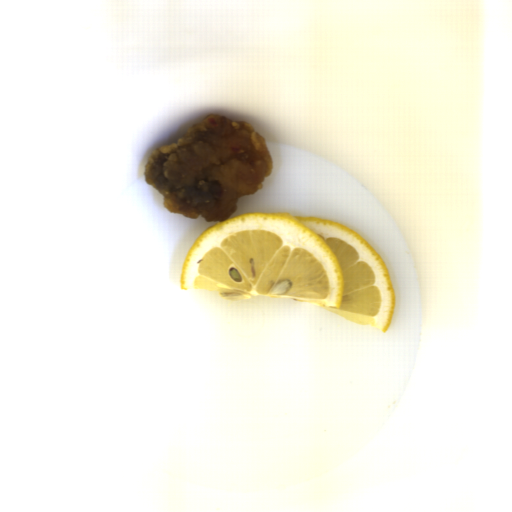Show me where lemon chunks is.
I'll use <instances>...</instances> for the list:
<instances>
[{
  "mask_svg": "<svg viewBox=\"0 0 512 512\" xmlns=\"http://www.w3.org/2000/svg\"><path fill=\"white\" fill-rule=\"evenodd\" d=\"M184 290L316 304L387 331L395 288L378 253L342 222L249 211L205 229L181 268Z\"/></svg>",
  "mask_w": 512,
  "mask_h": 512,
  "instance_id": "obj_1",
  "label": "lemon chunks"
}]
</instances>
